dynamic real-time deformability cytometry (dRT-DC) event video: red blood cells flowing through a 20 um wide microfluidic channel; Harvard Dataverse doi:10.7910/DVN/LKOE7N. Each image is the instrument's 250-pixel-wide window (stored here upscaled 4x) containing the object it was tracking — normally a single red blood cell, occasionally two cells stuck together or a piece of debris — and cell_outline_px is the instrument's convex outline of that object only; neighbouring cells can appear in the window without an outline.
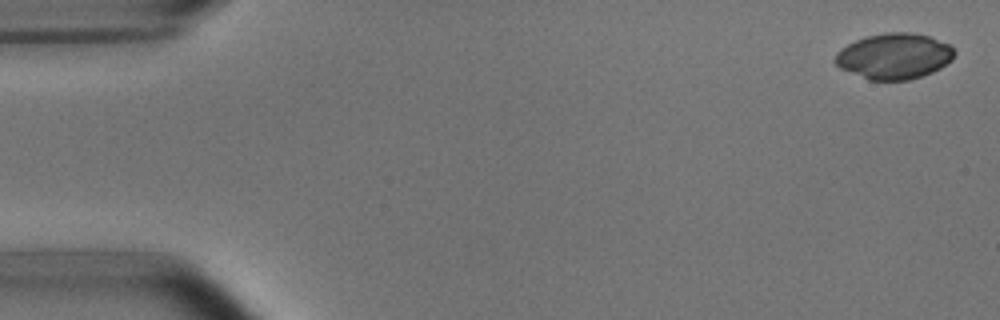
{"species": "common noctule bat (a hibernating species)", "species_latin": "Nyctalus noctula", "temperature_condition": "room temperature", "stored_images_in_passage": 5, "camera_frame_rate_fps": 3000, "um_per_image_px": 0.085, "animal": {"sex": "male", "body_mass_g": 15.6}, "frame": {"image": 1, "passage_image": 1, "time_ms": 0.0, "image_size_px": [1000, 320], "cell_outline_px": [[956, 52], [952, 60], [940, 68], [932, 72], [908, 80], [868, 80], [840, 68], [832, 60], [836, 52], [840, 48], [864, 36], [888, 32], [912, 32], [928, 36], [948, 44]], "centroid_in_image_um": [75.96, 4.77], "position_along_channel_um": 9.0, "area_um2": 31.91}}